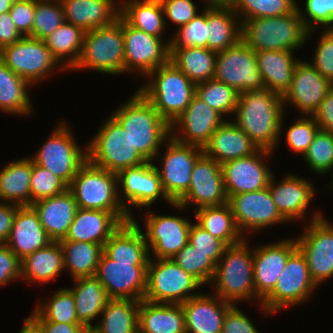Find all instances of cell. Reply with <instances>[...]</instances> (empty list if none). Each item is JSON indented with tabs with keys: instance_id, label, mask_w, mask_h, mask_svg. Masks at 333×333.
Segmentation results:
<instances>
[{
	"instance_id": "6da1fadb",
	"label": "cell",
	"mask_w": 333,
	"mask_h": 333,
	"mask_svg": "<svg viewBox=\"0 0 333 333\" xmlns=\"http://www.w3.org/2000/svg\"><path fill=\"white\" fill-rule=\"evenodd\" d=\"M282 96L268 89L239 93L231 120L261 149L275 151L283 132Z\"/></svg>"
},
{
	"instance_id": "7a4b0ae2",
	"label": "cell",
	"mask_w": 333,
	"mask_h": 333,
	"mask_svg": "<svg viewBox=\"0 0 333 333\" xmlns=\"http://www.w3.org/2000/svg\"><path fill=\"white\" fill-rule=\"evenodd\" d=\"M110 115L121 124L132 146L146 161L161 157L160 148L171 136L170 125L138 90Z\"/></svg>"
},
{
	"instance_id": "3957f363",
	"label": "cell",
	"mask_w": 333,
	"mask_h": 333,
	"mask_svg": "<svg viewBox=\"0 0 333 333\" xmlns=\"http://www.w3.org/2000/svg\"><path fill=\"white\" fill-rule=\"evenodd\" d=\"M315 30L308 31L298 8L290 14L241 22V40L255 52L293 50L303 47Z\"/></svg>"
},
{
	"instance_id": "277c9868",
	"label": "cell",
	"mask_w": 333,
	"mask_h": 333,
	"mask_svg": "<svg viewBox=\"0 0 333 333\" xmlns=\"http://www.w3.org/2000/svg\"><path fill=\"white\" fill-rule=\"evenodd\" d=\"M137 90L152 104L159 115L171 125L187 108L196 94L194 84L171 61L146 76Z\"/></svg>"
},
{
	"instance_id": "5b68a950",
	"label": "cell",
	"mask_w": 333,
	"mask_h": 333,
	"mask_svg": "<svg viewBox=\"0 0 333 333\" xmlns=\"http://www.w3.org/2000/svg\"><path fill=\"white\" fill-rule=\"evenodd\" d=\"M249 240L226 246L216 264L211 286L219 298L232 304L256 298L253 282V248Z\"/></svg>"
},
{
	"instance_id": "8992f818",
	"label": "cell",
	"mask_w": 333,
	"mask_h": 333,
	"mask_svg": "<svg viewBox=\"0 0 333 333\" xmlns=\"http://www.w3.org/2000/svg\"><path fill=\"white\" fill-rule=\"evenodd\" d=\"M68 189L78 208L112 212L122 223L132 219L119 200L116 173L87 161L78 170Z\"/></svg>"
},
{
	"instance_id": "52a82bcc",
	"label": "cell",
	"mask_w": 333,
	"mask_h": 333,
	"mask_svg": "<svg viewBox=\"0 0 333 333\" xmlns=\"http://www.w3.org/2000/svg\"><path fill=\"white\" fill-rule=\"evenodd\" d=\"M123 19L111 25L85 32L81 54L72 70H94L106 74H124Z\"/></svg>"
},
{
	"instance_id": "ba28073f",
	"label": "cell",
	"mask_w": 333,
	"mask_h": 333,
	"mask_svg": "<svg viewBox=\"0 0 333 333\" xmlns=\"http://www.w3.org/2000/svg\"><path fill=\"white\" fill-rule=\"evenodd\" d=\"M87 144L88 161L102 169L118 174L147 161L132 146L127 132L111 115L107 117Z\"/></svg>"
},
{
	"instance_id": "9c48e42d",
	"label": "cell",
	"mask_w": 333,
	"mask_h": 333,
	"mask_svg": "<svg viewBox=\"0 0 333 333\" xmlns=\"http://www.w3.org/2000/svg\"><path fill=\"white\" fill-rule=\"evenodd\" d=\"M59 122L31 159L69 186L78 170L88 161L87 144L82 150L68 124L64 120Z\"/></svg>"
},
{
	"instance_id": "30bf717a",
	"label": "cell",
	"mask_w": 333,
	"mask_h": 333,
	"mask_svg": "<svg viewBox=\"0 0 333 333\" xmlns=\"http://www.w3.org/2000/svg\"><path fill=\"white\" fill-rule=\"evenodd\" d=\"M202 284L173 259L149 258L147 265V289L144 300L153 303L182 304L200 292Z\"/></svg>"
},
{
	"instance_id": "8fae6325",
	"label": "cell",
	"mask_w": 333,
	"mask_h": 333,
	"mask_svg": "<svg viewBox=\"0 0 333 333\" xmlns=\"http://www.w3.org/2000/svg\"><path fill=\"white\" fill-rule=\"evenodd\" d=\"M317 287L310 276L305 256L297 248L289 256L274 290L261 302L262 313L268 316L299 305L310 299Z\"/></svg>"
},
{
	"instance_id": "7c38bea8",
	"label": "cell",
	"mask_w": 333,
	"mask_h": 333,
	"mask_svg": "<svg viewBox=\"0 0 333 333\" xmlns=\"http://www.w3.org/2000/svg\"><path fill=\"white\" fill-rule=\"evenodd\" d=\"M315 211L303 233L295 238L297 248L305 256L310 276L319 287L333 277V224Z\"/></svg>"
},
{
	"instance_id": "4fadbf2b",
	"label": "cell",
	"mask_w": 333,
	"mask_h": 333,
	"mask_svg": "<svg viewBox=\"0 0 333 333\" xmlns=\"http://www.w3.org/2000/svg\"><path fill=\"white\" fill-rule=\"evenodd\" d=\"M0 60L31 85L47 78L60 65L44 40L29 36L2 47Z\"/></svg>"
},
{
	"instance_id": "5bb4252c",
	"label": "cell",
	"mask_w": 333,
	"mask_h": 333,
	"mask_svg": "<svg viewBox=\"0 0 333 333\" xmlns=\"http://www.w3.org/2000/svg\"><path fill=\"white\" fill-rule=\"evenodd\" d=\"M214 79L238 93L265 89L257 67L256 52L242 40L217 52Z\"/></svg>"
},
{
	"instance_id": "9a60e30c",
	"label": "cell",
	"mask_w": 333,
	"mask_h": 333,
	"mask_svg": "<svg viewBox=\"0 0 333 333\" xmlns=\"http://www.w3.org/2000/svg\"><path fill=\"white\" fill-rule=\"evenodd\" d=\"M148 263H124L110 259L102 252L95 276L109 299L141 301L147 289Z\"/></svg>"
},
{
	"instance_id": "2e32d148",
	"label": "cell",
	"mask_w": 333,
	"mask_h": 333,
	"mask_svg": "<svg viewBox=\"0 0 333 333\" xmlns=\"http://www.w3.org/2000/svg\"><path fill=\"white\" fill-rule=\"evenodd\" d=\"M227 201L222 167L203 153L194 165L187 192L171 206L184 210L194 204L199 209L224 205Z\"/></svg>"
},
{
	"instance_id": "e0dca14e",
	"label": "cell",
	"mask_w": 333,
	"mask_h": 333,
	"mask_svg": "<svg viewBox=\"0 0 333 333\" xmlns=\"http://www.w3.org/2000/svg\"><path fill=\"white\" fill-rule=\"evenodd\" d=\"M166 152L162 159V168L154 164L162 187L169 199L176 203L188 190L191 174L197 159L203 154V148L183 144L172 136L167 139Z\"/></svg>"
},
{
	"instance_id": "ac0fdd59",
	"label": "cell",
	"mask_w": 333,
	"mask_h": 333,
	"mask_svg": "<svg viewBox=\"0 0 333 333\" xmlns=\"http://www.w3.org/2000/svg\"><path fill=\"white\" fill-rule=\"evenodd\" d=\"M117 179L118 187L122 189H118L119 200L131 218L133 215L130 204L137 208H150L159 197L167 201L169 206L173 204L162 187L154 162L147 161L139 166L126 168L117 174Z\"/></svg>"
},
{
	"instance_id": "d6986e66",
	"label": "cell",
	"mask_w": 333,
	"mask_h": 333,
	"mask_svg": "<svg viewBox=\"0 0 333 333\" xmlns=\"http://www.w3.org/2000/svg\"><path fill=\"white\" fill-rule=\"evenodd\" d=\"M227 204L230 206L238 230L245 238L244 234L248 230L256 233L266 227L287 222L278 212L268 187L228 196Z\"/></svg>"
},
{
	"instance_id": "ffe728a7",
	"label": "cell",
	"mask_w": 333,
	"mask_h": 333,
	"mask_svg": "<svg viewBox=\"0 0 333 333\" xmlns=\"http://www.w3.org/2000/svg\"><path fill=\"white\" fill-rule=\"evenodd\" d=\"M124 73L135 71L145 77L169 61L170 41L133 28L123 20Z\"/></svg>"
},
{
	"instance_id": "44dd1931",
	"label": "cell",
	"mask_w": 333,
	"mask_h": 333,
	"mask_svg": "<svg viewBox=\"0 0 333 333\" xmlns=\"http://www.w3.org/2000/svg\"><path fill=\"white\" fill-rule=\"evenodd\" d=\"M143 232L154 259H172L188 242L192 222L175 215H155L148 209Z\"/></svg>"
},
{
	"instance_id": "7402d4cb",
	"label": "cell",
	"mask_w": 333,
	"mask_h": 333,
	"mask_svg": "<svg viewBox=\"0 0 333 333\" xmlns=\"http://www.w3.org/2000/svg\"><path fill=\"white\" fill-rule=\"evenodd\" d=\"M272 153L273 151L259 148L249 156L223 163L221 167L227 196L268 187L273 172L265 160Z\"/></svg>"
},
{
	"instance_id": "603a6c76",
	"label": "cell",
	"mask_w": 333,
	"mask_h": 333,
	"mask_svg": "<svg viewBox=\"0 0 333 333\" xmlns=\"http://www.w3.org/2000/svg\"><path fill=\"white\" fill-rule=\"evenodd\" d=\"M224 119L195 94L186 110L170 125L171 136L183 144L203 148Z\"/></svg>"
},
{
	"instance_id": "cb8c5ba5",
	"label": "cell",
	"mask_w": 333,
	"mask_h": 333,
	"mask_svg": "<svg viewBox=\"0 0 333 333\" xmlns=\"http://www.w3.org/2000/svg\"><path fill=\"white\" fill-rule=\"evenodd\" d=\"M297 249L295 238L255 246L253 250V282L257 302H261L274 290L278 277L289 256Z\"/></svg>"
},
{
	"instance_id": "d4e9b609",
	"label": "cell",
	"mask_w": 333,
	"mask_h": 333,
	"mask_svg": "<svg viewBox=\"0 0 333 333\" xmlns=\"http://www.w3.org/2000/svg\"><path fill=\"white\" fill-rule=\"evenodd\" d=\"M333 84L309 62L299 60L291 84L282 96L285 104L294 105L302 115L312 116ZM287 102V103H286Z\"/></svg>"
},
{
	"instance_id": "484cf974",
	"label": "cell",
	"mask_w": 333,
	"mask_h": 333,
	"mask_svg": "<svg viewBox=\"0 0 333 333\" xmlns=\"http://www.w3.org/2000/svg\"><path fill=\"white\" fill-rule=\"evenodd\" d=\"M272 175L268 189L280 215L287 221L303 220L311 201L315 198L316 188L307 179L287 174L280 182Z\"/></svg>"
},
{
	"instance_id": "4316f807",
	"label": "cell",
	"mask_w": 333,
	"mask_h": 333,
	"mask_svg": "<svg viewBox=\"0 0 333 333\" xmlns=\"http://www.w3.org/2000/svg\"><path fill=\"white\" fill-rule=\"evenodd\" d=\"M200 293L181 305L186 333H221L224 316L233 305L217 295Z\"/></svg>"
},
{
	"instance_id": "83f0119b",
	"label": "cell",
	"mask_w": 333,
	"mask_h": 333,
	"mask_svg": "<svg viewBox=\"0 0 333 333\" xmlns=\"http://www.w3.org/2000/svg\"><path fill=\"white\" fill-rule=\"evenodd\" d=\"M52 240L44 231L32 206H20L5 244L20 259L46 247Z\"/></svg>"
},
{
	"instance_id": "f1b7e54d",
	"label": "cell",
	"mask_w": 333,
	"mask_h": 333,
	"mask_svg": "<svg viewBox=\"0 0 333 333\" xmlns=\"http://www.w3.org/2000/svg\"><path fill=\"white\" fill-rule=\"evenodd\" d=\"M122 224L112 212L77 208L67 235L60 241L89 242L103 247Z\"/></svg>"
},
{
	"instance_id": "f546056e",
	"label": "cell",
	"mask_w": 333,
	"mask_h": 333,
	"mask_svg": "<svg viewBox=\"0 0 333 333\" xmlns=\"http://www.w3.org/2000/svg\"><path fill=\"white\" fill-rule=\"evenodd\" d=\"M66 22L84 32L113 24L120 15L116 0H59Z\"/></svg>"
},
{
	"instance_id": "4dcf8cb0",
	"label": "cell",
	"mask_w": 333,
	"mask_h": 333,
	"mask_svg": "<svg viewBox=\"0 0 333 333\" xmlns=\"http://www.w3.org/2000/svg\"><path fill=\"white\" fill-rule=\"evenodd\" d=\"M258 149L243 130L231 120L225 119L203 147V153L222 165L227 161L249 156Z\"/></svg>"
},
{
	"instance_id": "1f68e13d",
	"label": "cell",
	"mask_w": 333,
	"mask_h": 333,
	"mask_svg": "<svg viewBox=\"0 0 333 333\" xmlns=\"http://www.w3.org/2000/svg\"><path fill=\"white\" fill-rule=\"evenodd\" d=\"M31 206L37 212L44 231L52 241L65 238L78 208L69 189L50 198L38 200Z\"/></svg>"
},
{
	"instance_id": "d6a6232c",
	"label": "cell",
	"mask_w": 333,
	"mask_h": 333,
	"mask_svg": "<svg viewBox=\"0 0 333 333\" xmlns=\"http://www.w3.org/2000/svg\"><path fill=\"white\" fill-rule=\"evenodd\" d=\"M112 260L124 263H148L150 254L143 230L135 217L123 223L103 246Z\"/></svg>"
},
{
	"instance_id": "836d02e7",
	"label": "cell",
	"mask_w": 333,
	"mask_h": 333,
	"mask_svg": "<svg viewBox=\"0 0 333 333\" xmlns=\"http://www.w3.org/2000/svg\"><path fill=\"white\" fill-rule=\"evenodd\" d=\"M293 50H266L256 52L257 67L265 89L281 96L291 84L293 72L299 59Z\"/></svg>"
},
{
	"instance_id": "e575fe53",
	"label": "cell",
	"mask_w": 333,
	"mask_h": 333,
	"mask_svg": "<svg viewBox=\"0 0 333 333\" xmlns=\"http://www.w3.org/2000/svg\"><path fill=\"white\" fill-rule=\"evenodd\" d=\"M138 333H186L182 305L141 300L138 308Z\"/></svg>"
},
{
	"instance_id": "d590c367",
	"label": "cell",
	"mask_w": 333,
	"mask_h": 333,
	"mask_svg": "<svg viewBox=\"0 0 333 333\" xmlns=\"http://www.w3.org/2000/svg\"><path fill=\"white\" fill-rule=\"evenodd\" d=\"M31 157L10 161L0 171V200L31 206Z\"/></svg>"
},
{
	"instance_id": "8d00e7d4",
	"label": "cell",
	"mask_w": 333,
	"mask_h": 333,
	"mask_svg": "<svg viewBox=\"0 0 333 333\" xmlns=\"http://www.w3.org/2000/svg\"><path fill=\"white\" fill-rule=\"evenodd\" d=\"M64 270L63 251L59 241H52L21 260V278L42 285L53 281Z\"/></svg>"
},
{
	"instance_id": "74e56055",
	"label": "cell",
	"mask_w": 333,
	"mask_h": 333,
	"mask_svg": "<svg viewBox=\"0 0 333 333\" xmlns=\"http://www.w3.org/2000/svg\"><path fill=\"white\" fill-rule=\"evenodd\" d=\"M73 281L74 287L68 289L74 296L77 318L90 330L92 321L101 316L109 297L96 276L79 277Z\"/></svg>"
},
{
	"instance_id": "f35d334b",
	"label": "cell",
	"mask_w": 333,
	"mask_h": 333,
	"mask_svg": "<svg viewBox=\"0 0 333 333\" xmlns=\"http://www.w3.org/2000/svg\"><path fill=\"white\" fill-rule=\"evenodd\" d=\"M122 2V3H120ZM120 17L130 26L163 40L168 20L160 0L119 1Z\"/></svg>"
},
{
	"instance_id": "ab89813d",
	"label": "cell",
	"mask_w": 333,
	"mask_h": 333,
	"mask_svg": "<svg viewBox=\"0 0 333 333\" xmlns=\"http://www.w3.org/2000/svg\"><path fill=\"white\" fill-rule=\"evenodd\" d=\"M207 48L220 52L241 40V22L232 7L207 6Z\"/></svg>"
},
{
	"instance_id": "60d3db41",
	"label": "cell",
	"mask_w": 333,
	"mask_h": 333,
	"mask_svg": "<svg viewBox=\"0 0 333 333\" xmlns=\"http://www.w3.org/2000/svg\"><path fill=\"white\" fill-rule=\"evenodd\" d=\"M217 52L202 47L170 48L169 61L194 84L214 79Z\"/></svg>"
},
{
	"instance_id": "b9f144b4",
	"label": "cell",
	"mask_w": 333,
	"mask_h": 333,
	"mask_svg": "<svg viewBox=\"0 0 333 333\" xmlns=\"http://www.w3.org/2000/svg\"><path fill=\"white\" fill-rule=\"evenodd\" d=\"M140 301L109 299L101 320L89 330L91 333H138Z\"/></svg>"
},
{
	"instance_id": "7bdbcfd3",
	"label": "cell",
	"mask_w": 333,
	"mask_h": 333,
	"mask_svg": "<svg viewBox=\"0 0 333 333\" xmlns=\"http://www.w3.org/2000/svg\"><path fill=\"white\" fill-rule=\"evenodd\" d=\"M85 32L69 22H63L44 42L58 61L59 70H71L79 60ZM62 62V63H61Z\"/></svg>"
},
{
	"instance_id": "ee69618b",
	"label": "cell",
	"mask_w": 333,
	"mask_h": 333,
	"mask_svg": "<svg viewBox=\"0 0 333 333\" xmlns=\"http://www.w3.org/2000/svg\"><path fill=\"white\" fill-rule=\"evenodd\" d=\"M32 86L27 80L18 76L0 60V109L13 115L32 113V100L28 88Z\"/></svg>"
},
{
	"instance_id": "f6af8a7d",
	"label": "cell",
	"mask_w": 333,
	"mask_h": 333,
	"mask_svg": "<svg viewBox=\"0 0 333 333\" xmlns=\"http://www.w3.org/2000/svg\"><path fill=\"white\" fill-rule=\"evenodd\" d=\"M194 213L196 223L226 246L241 242L245 238L238 230L227 203L195 209Z\"/></svg>"
},
{
	"instance_id": "bcb514c9",
	"label": "cell",
	"mask_w": 333,
	"mask_h": 333,
	"mask_svg": "<svg viewBox=\"0 0 333 333\" xmlns=\"http://www.w3.org/2000/svg\"><path fill=\"white\" fill-rule=\"evenodd\" d=\"M64 260V271L73 279L95 276L103 247L99 244L76 241H59Z\"/></svg>"
},
{
	"instance_id": "7dc6e473",
	"label": "cell",
	"mask_w": 333,
	"mask_h": 333,
	"mask_svg": "<svg viewBox=\"0 0 333 333\" xmlns=\"http://www.w3.org/2000/svg\"><path fill=\"white\" fill-rule=\"evenodd\" d=\"M45 303H37L34 310L48 322L82 324L76 315L75 300L72 292L59 288Z\"/></svg>"
},
{
	"instance_id": "c3c4849f",
	"label": "cell",
	"mask_w": 333,
	"mask_h": 333,
	"mask_svg": "<svg viewBox=\"0 0 333 333\" xmlns=\"http://www.w3.org/2000/svg\"><path fill=\"white\" fill-rule=\"evenodd\" d=\"M196 95L224 118L227 114H234L239 98L236 90L215 79L196 84Z\"/></svg>"
},
{
	"instance_id": "681fc988",
	"label": "cell",
	"mask_w": 333,
	"mask_h": 333,
	"mask_svg": "<svg viewBox=\"0 0 333 333\" xmlns=\"http://www.w3.org/2000/svg\"><path fill=\"white\" fill-rule=\"evenodd\" d=\"M297 4L296 0H236L232 9L242 22L248 19L290 14L297 8Z\"/></svg>"
},
{
	"instance_id": "f907efd6",
	"label": "cell",
	"mask_w": 333,
	"mask_h": 333,
	"mask_svg": "<svg viewBox=\"0 0 333 333\" xmlns=\"http://www.w3.org/2000/svg\"><path fill=\"white\" fill-rule=\"evenodd\" d=\"M172 259L203 286L212 281L216 263L189 242Z\"/></svg>"
},
{
	"instance_id": "816d5d0a",
	"label": "cell",
	"mask_w": 333,
	"mask_h": 333,
	"mask_svg": "<svg viewBox=\"0 0 333 333\" xmlns=\"http://www.w3.org/2000/svg\"><path fill=\"white\" fill-rule=\"evenodd\" d=\"M65 22L59 0H36L31 37L44 40Z\"/></svg>"
},
{
	"instance_id": "f5cc1de1",
	"label": "cell",
	"mask_w": 333,
	"mask_h": 333,
	"mask_svg": "<svg viewBox=\"0 0 333 333\" xmlns=\"http://www.w3.org/2000/svg\"><path fill=\"white\" fill-rule=\"evenodd\" d=\"M303 158L314 173L333 172V133L319 129Z\"/></svg>"
},
{
	"instance_id": "db71d44e",
	"label": "cell",
	"mask_w": 333,
	"mask_h": 333,
	"mask_svg": "<svg viewBox=\"0 0 333 333\" xmlns=\"http://www.w3.org/2000/svg\"><path fill=\"white\" fill-rule=\"evenodd\" d=\"M186 25L176 29L170 41V48L202 47L207 48L208 25L207 6L200 10Z\"/></svg>"
},
{
	"instance_id": "11a10c76",
	"label": "cell",
	"mask_w": 333,
	"mask_h": 333,
	"mask_svg": "<svg viewBox=\"0 0 333 333\" xmlns=\"http://www.w3.org/2000/svg\"><path fill=\"white\" fill-rule=\"evenodd\" d=\"M66 189L68 186L60 178L32 160L31 204L58 195Z\"/></svg>"
},
{
	"instance_id": "9f6ffc18",
	"label": "cell",
	"mask_w": 333,
	"mask_h": 333,
	"mask_svg": "<svg viewBox=\"0 0 333 333\" xmlns=\"http://www.w3.org/2000/svg\"><path fill=\"white\" fill-rule=\"evenodd\" d=\"M319 129L312 116L301 115V118L295 120L285 131L287 146L294 153H302L304 156Z\"/></svg>"
},
{
	"instance_id": "6f0895ef",
	"label": "cell",
	"mask_w": 333,
	"mask_h": 333,
	"mask_svg": "<svg viewBox=\"0 0 333 333\" xmlns=\"http://www.w3.org/2000/svg\"><path fill=\"white\" fill-rule=\"evenodd\" d=\"M299 7L298 4L300 18L308 31L317 30L315 28L319 25L333 29V0H305L306 11H302Z\"/></svg>"
},
{
	"instance_id": "680465c9",
	"label": "cell",
	"mask_w": 333,
	"mask_h": 333,
	"mask_svg": "<svg viewBox=\"0 0 333 333\" xmlns=\"http://www.w3.org/2000/svg\"><path fill=\"white\" fill-rule=\"evenodd\" d=\"M311 64L333 84V29H325L317 41Z\"/></svg>"
},
{
	"instance_id": "91938a15",
	"label": "cell",
	"mask_w": 333,
	"mask_h": 333,
	"mask_svg": "<svg viewBox=\"0 0 333 333\" xmlns=\"http://www.w3.org/2000/svg\"><path fill=\"white\" fill-rule=\"evenodd\" d=\"M189 243L211 258L216 264L220 260L226 245L213 237L197 223H192L189 230Z\"/></svg>"
},
{
	"instance_id": "94428289",
	"label": "cell",
	"mask_w": 333,
	"mask_h": 333,
	"mask_svg": "<svg viewBox=\"0 0 333 333\" xmlns=\"http://www.w3.org/2000/svg\"><path fill=\"white\" fill-rule=\"evenodd\" d=\"M164 18H167L173 24H176V29L186 25L199 12L192 0H160Z\"/></svg>"
},
{
	"instance_id": "6125c7cd",
	"label": "cell",
	"mask_w": 333,
	"mask_h": 333,
	"mask_svg": "<svg viewBox=\"0 0 333 333\" xmlns=\"http://www.w3.org/2000/svg\"><path fill=\"white\" fill-rule=\"evenodd\" d=\"M36 0H20L14 3L10 10V17L15 27L24 36L31 37Z\"/></svg>"
},
{
	"instance_id": "be15d7a7",
	"label": "cell",
	"mask_w": 333,
	"mask_h": 333,
	"mask_svg": "<svg viewBox=\"0 0 333 333\" xmlns=\"http://www.w3.org/2000/svg\"><path fill=\"white\" fill-rule=\"evenodd\" d=\"M221 333H259V331L249 317L233 304L224 316Z\"/></svg>"
},
{
	"instance_id": "e7e4bbea",
	"label": "cell",
	"mask_w": 333,
	"mask_h": 333,
	"mask_svg": "<svg viewBox=\"0 0 333 333\" xmlns=\"http://www.w3.org/2000/svg\"><path fill=\"white\" fill-rule=\"evenodd\" d=\"M21 278V260L4 244L0 248V286Z\"/></svg>"
},
{
	"instance_id": "03108f58",
	"label": "cell",
	"mask_w": 333,
	"mask_h": 333,
	"mask_svg": "<svg viewBox=\"0 0 333 333\" xmlns=\"http://www.w3.org/2000/svg\"><path fill=\"white\" fill-rule=\"evenodd\" d=\"M27 319L40 333H87L89 330L83 324H66L45 321L35 310Z\"/></svg>"
},
{
	"instance_id": "003e7915",
	"label": "cell",
	"mask_w": 333,
	"mask_h": 333,
	"mask_svg": "<svg viewBox=\"0 0 333 333\" xmlns=\"http://www.w3.org/2000/svg\"><path fill=\"white\" fill-rule=\"evenodd\" d=\"M312 117L321 130L333 133V87L328 91Z\"/></svg>"
},
{
	"instance_id": "a7ac6f4b",
	"label": "cell",
	"mask_w": 333,
	"mask_h": 333,
	"mask_svg": "<svg viewBox=\"0 0 333 333\" xmlns=\"http://www.w3.org/2000/svg\"><path fill=\"white\" fill-rule=\"evenodd\" d=\"M23 36L15 27L9 11L0 14V49L19 41Z\"/></svg>"
},
{
	"instance_id": "89a4df30",
	"label": "cell",
	"mask_w": 333,
	"mask_h": 333,
	"mask_svg": "<svg viewBox=\"0 0 333 333\" xmlns=\"http://www.w3.org/2000/svg\"><path fill=\"white\" fill-rule=\"evenodd\" d=\"M19 207L13 203L0 202V240L4 243L10 235L13 220Z\"/></svg>"
},
{
	"instance_id": "2644e50d",
	"label": "cell",
	"mask_w": 333,
	"mask_h": 333,
	"mask_svg": "<svg viewBox=\"0 0 333 333\" xmlns=\"http://www.w3.org/2000/svg\"><path fill=\"white\" fill-rule=\"evenodd\" d=\"M236 0H205L207 6L232 7Z\"/></svg>"
},
{
	"instance_id": "8c879c8a",
	"label": "cell",
	"mask_w": 333,
	"mask_h": 333,
	"mask_svg": "<svg viewBox=\"0 0 333 333\" xmlns=\"http://www.w3.org/2000/svg\"><path fill=\"white\" fill-rule=\"evenodd\" d=\"M19 333H40L38 329L26 318Z\"/></svg>"
},
{
	"instance_id": "753ad0ef",
	"label": "cell",
	"mask_w": 333,
	"mask_h": 333,
	"mask_svg": "<svg viewBox=\"0 0 333 333\" xmlns=\"http://www.w3.org/2000/svg\"><path fill=\"white\" fill-rule=\"evenodd\" d=\"M20 0H0V14L8 12L11 6Z\"/></svg>"
},
{
	"instance_id": "34e18365",
	"label": "cell",
	"mask_w": 333,
	"mask_h": 333,
	"mask_svg": "<svg viewBox=\"0 0 333 333\" xmlns=\"http://www.w3.org/2000/svg\"><path fill=\"white\" fill-rule=\"evenodd\" d=\"M5 243L2 241V240H0V248L4 245Z\"/></svg>"
},
{
	"instance_id": "11e5206c",
	"label": "cell",
	"mask_w": 333,
	"mask_h": 333,
	"mask_svg": "<svg viewBox=\"0 0 333 333\" xmlns=\"http://www.w3.org/2000/svg\"><path fill=\"white\" fill-rule=\"evenodd\" d=\"M332 177H333V176H332ZM332 179H333V178H332ZM331 183H332V184H331L332 186H330V187L333 189V180H331Z\"/></svg>"
}]
</instances>
